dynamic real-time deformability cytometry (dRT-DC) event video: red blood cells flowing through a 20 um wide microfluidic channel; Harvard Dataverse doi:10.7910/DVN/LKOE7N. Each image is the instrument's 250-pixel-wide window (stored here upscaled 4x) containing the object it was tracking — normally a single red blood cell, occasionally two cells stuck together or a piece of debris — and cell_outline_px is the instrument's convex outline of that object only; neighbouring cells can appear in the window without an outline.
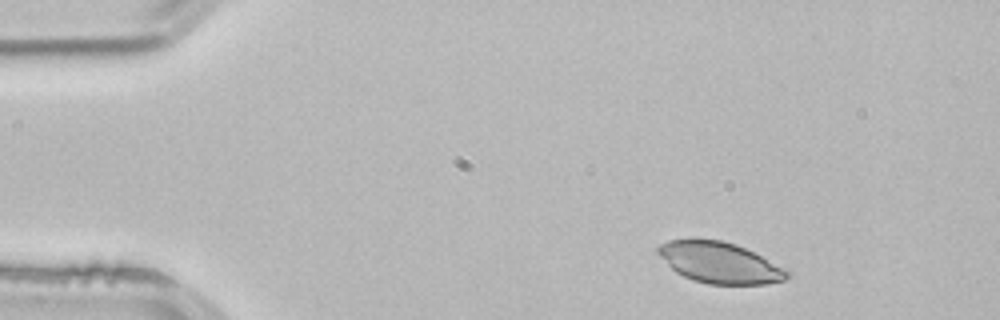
{"species": "common noctule bat (a hibernating species)", "species_latin": "Nyctalus noctula", "temperature_condition": "room temperature", "stored_images_in_passage": 3, "camera_frame_rate_fps": 3000, "um_per_image_px": 0.085, "animal": {"sex": "male", "body_mass_g": 21.5, "forearm_length_mm": 52.0}, "frame": {"image": 1, "passage_image": 1, "time_ms": 0.0, "image_size_px": [1000, 320], "cell_outline_px": [[788, 276], [784, 280], [768, 284], [708, 284], [692, 280], [676, 272], [656, 252], [656, 248], [660, 244], [668, 240], [720, 240], [736, 244], [760, 256], [788, 272]], "centroid_in_image_um": [61.11, 22.34], "position_along_channel_um": 23.9, "area_um2": 30.11}}